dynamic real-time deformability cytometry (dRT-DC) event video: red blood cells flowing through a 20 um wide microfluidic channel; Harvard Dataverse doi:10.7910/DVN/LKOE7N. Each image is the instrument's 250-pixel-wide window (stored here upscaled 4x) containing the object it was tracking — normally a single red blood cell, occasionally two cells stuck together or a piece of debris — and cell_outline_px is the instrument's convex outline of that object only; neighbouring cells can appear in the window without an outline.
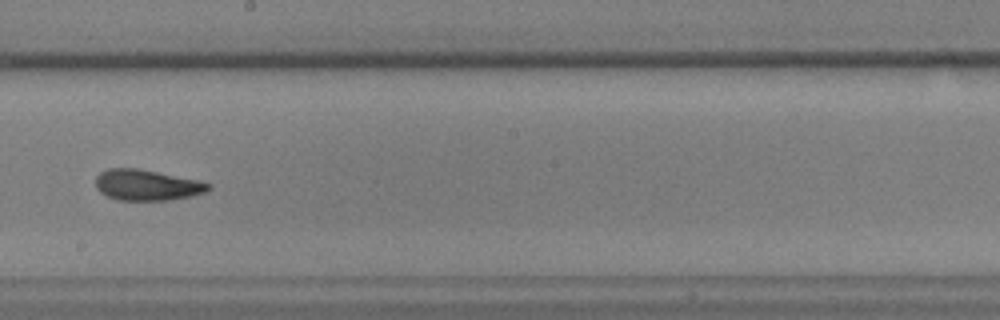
{"species": "common noctule bat (a hibernating species)", "species_latin": "Nyctalus noctula", "temperature_condition": "warm", "stored_images_in_passage": 39, "segment_of_instrument_passage": [1, 2], "camera_frame_rate_fps": 3000, "um_per_image_px": 0.085, "animal": {"sex": "male", "body_mass_g": 17.9, "forearm_length_mm": 54.2}, "frame": {"image": 1, "passage_image": 18, "time_ms": 5.667, "image_size_px": [1000, 320], "cell_outline_px": [[212, 188], [204, 192], [192, 196], [168, 200], [116, 200], [100, 192], [96, 188], [96, 176], [100, 172], [108, 168], [136, 168], [200, 180], [212, 184]], "centroid_in_image_um": [12.49, 15.73], "position_along_channel_um": 235.7, "area_um2": 20.35}}
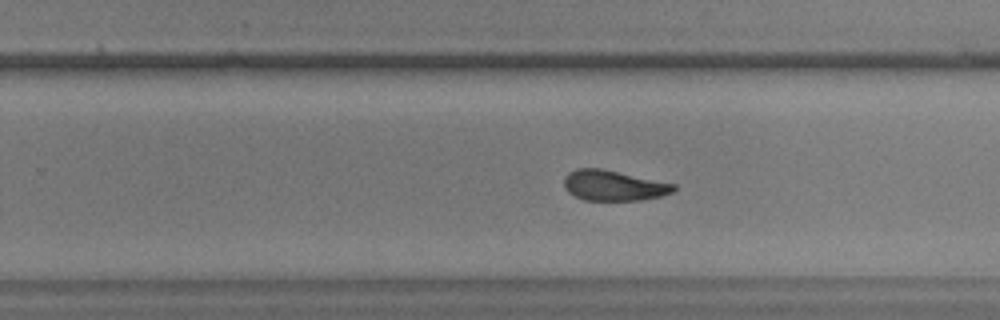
{"frame": {"image": 2, "passage_image": 21, "time_ms": 6.667, "image_size_px": [1000, 320], "cell_outline_px": [[676, 188], [672, 192], [660, 196], [640, 200], [584, 200], [568, 192], [564, 188], [564, 176], [568, 172], [576, 168], [600, 168], [676, 184]], "centroid_in_image_um": [52.12, 15.76], "position_along_channel_um": 277.7, "area_um2": 19.36}}
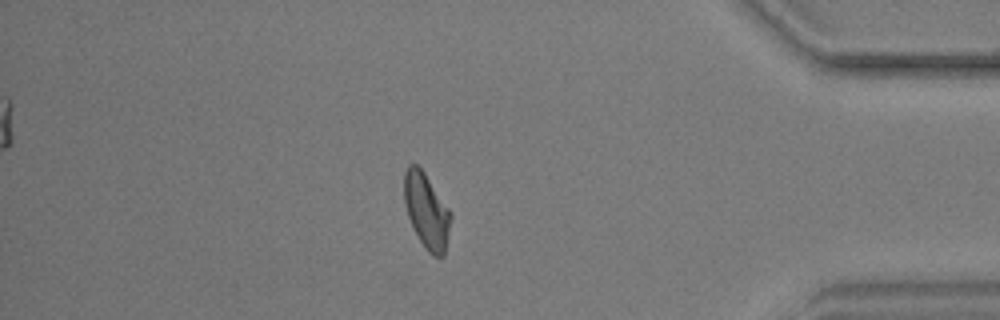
{"frame": {"image": 3, "passage_image": 32, "time_ms": 10.333, "image_size_px": [1000, 320], "cell_outline_px": [[452, 216], [444, 256], [432, 256], [424, 248], [412, 228], [404, 204], [404, 172], [408, 164], [416, 164], [424, 172], [452, 212]], "centroid_in_image_um": [36.25, 17.93], "position_along_channel_um": 398.9, "area_um2": 20.63}}